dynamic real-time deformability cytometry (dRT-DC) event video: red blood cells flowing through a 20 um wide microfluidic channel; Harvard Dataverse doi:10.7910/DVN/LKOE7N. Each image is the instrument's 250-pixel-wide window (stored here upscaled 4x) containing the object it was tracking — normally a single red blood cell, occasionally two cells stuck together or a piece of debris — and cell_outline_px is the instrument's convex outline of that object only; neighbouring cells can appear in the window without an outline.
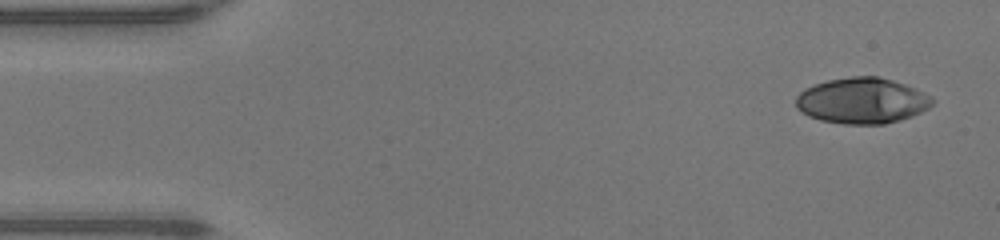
{"species": "human", "species_latin": "Homo sapiens", "temperature_condition": "warm", "stored_images_in_passage": 46, "camera_frame_rate_fps": 3000, "um_per_image_px": 0.085, "donor": {"sex": "male"}, "frame": {"image": 1, "passage_image": 1, "time_ms": 0.0, "image_size_px": [1000, 240], "cell_outline_px": [[936, 100], [928, 108], [912, 116], [900, 120], [884, 124], [844, 124], [820, 120], [808, 116], [796, 108], [796, 96], [804, 88], [828, 80], [852, 76], [876, 76], [892, 80], [916, 88], [932, 96]], "centroid_in_image_um": [73.28, 8.56], "position_along_channel_um": 11.7, "area_um2": 36.59}}
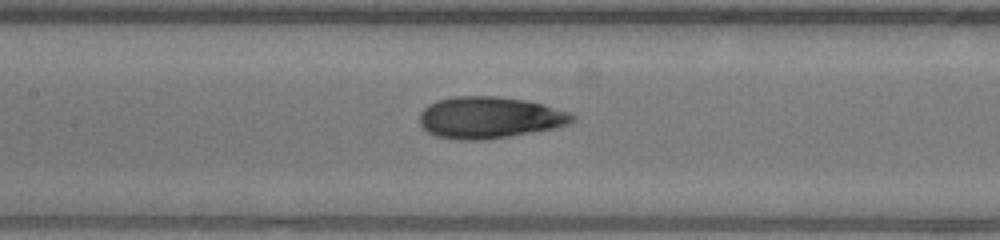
{"frame": {"image": 2, "passage_image": 20, "time_ms": 6.333, "image_size_px": [1000, 240], "cell_outline_px": [[576, 120], [568, 124], [552, 128], [508, 136], [484, 140], [456, 140], [436, 136], [428, 132], [420, 124], [420, 112], [428, 104], [436, 100], [452, 96], [496, 96], [524, 100], [544, 104], [568, 112], [576, 116]], "centroid_in_image_um": [41.57, 9.98], "position_along_channel_um": 165.8, "area_um2": 37.05}}
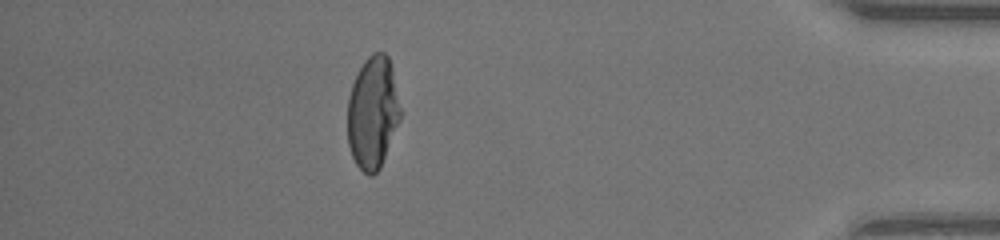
{"frame": {"image": 3, "passage_image": 40, "time_ms": 13.0, "image_size_px": [1000, 240], "cell_outline_px": [[400, 120], [380, 168], [372, 176], [368, 176], [356, 164], [352, 156], [348, 144], [348, 96], [352, 84], [364, 60], [372, 52], [384, 52], [388, 56], [392, 68], [400, 108]], "centroid_in_image_um": [31.68, 9.57], "position_along_channel_um": 403.5, "area_um2": 34.51}, "authors_computed_cell_mechanics": {"area_um2": 35.4892, "velocity_mm_per_s": 4.3487, "shape_relaxation_time_tau1_ms": 7.4172, "shape_relaxation_time_tau2_ms": 0.8447, "deformation_change_tau1": 0.3365, "deformation_change_tau2": 0.0563}}